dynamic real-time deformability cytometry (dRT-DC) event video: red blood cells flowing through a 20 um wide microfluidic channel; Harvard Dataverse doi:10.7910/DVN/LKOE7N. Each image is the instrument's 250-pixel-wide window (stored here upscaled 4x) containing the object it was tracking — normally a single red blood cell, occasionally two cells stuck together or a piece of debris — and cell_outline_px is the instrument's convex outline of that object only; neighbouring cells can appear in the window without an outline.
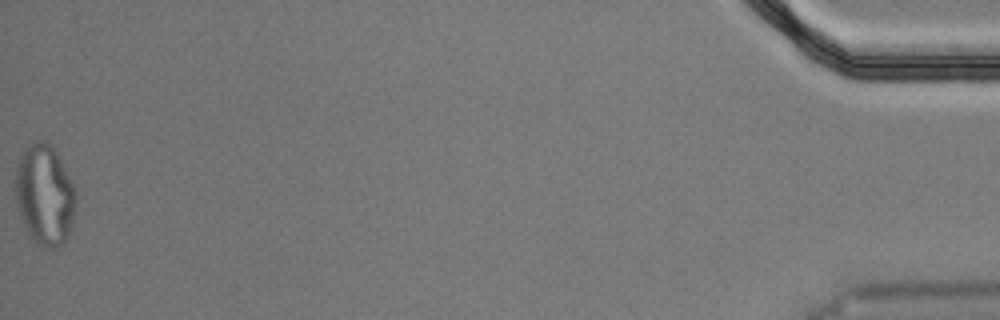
{"species": "Egyptian fruit bat (a non-hibernating species)", "species_latin": "Rousettus aegyptiacus", "temperature_condition": "cold", "stored_images_in_passage": 56, "segment_of_instrument_passage": [2, 2], "camera_frame_rate_fps": 3000, "um_per_image_px": 0.085, "animal": {"sex": "male"}, "frame": {"image": 1, "passage_image": 56, "time_ms": 18.333, "image_size_px": [1000, 320], "cell_outline_px": [[76, 204], [68, 236], [64, 244], [56, 248], [44, 248], [36, 244], [28, 232], [20, 212], [16, 200], [16, 168], [20, 156], [28, 144], [32, 140], [48, 140], [64, 164], [76, 192]], "centroid_in_image_um": [3.82, 16.54], "position_along_channel_um": 431.4, "area_um2": 35.49}}